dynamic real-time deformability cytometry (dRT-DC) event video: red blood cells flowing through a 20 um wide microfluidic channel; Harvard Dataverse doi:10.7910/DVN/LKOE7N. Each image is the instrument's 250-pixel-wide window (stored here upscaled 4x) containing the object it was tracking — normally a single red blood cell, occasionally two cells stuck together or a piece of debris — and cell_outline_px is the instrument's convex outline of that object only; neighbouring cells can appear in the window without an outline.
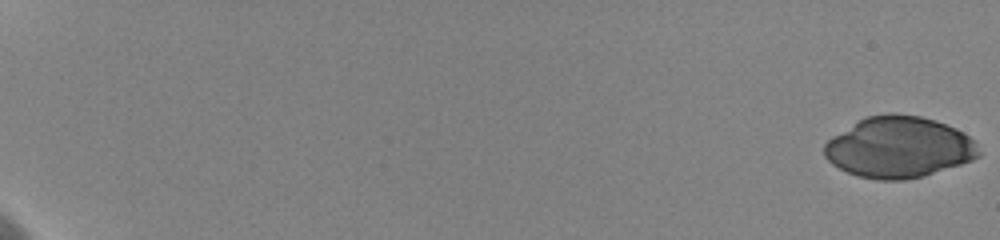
{"species": "human", "species_latin": "Homo sapiens", "temperature_condition": "cold", "stored_images_in_passage": 36, "camera_frame_rate_fps": 3000, "um_per_image_px": 0.085, "donor": {"sex": "female"}, "frame": {"image": 1, "passage_image": 1, "time_ms": 0.0, "image_size_px": [1000, 240], "cell_outline_px": [[980, 156], [972, 160], [924, 176], [904, 180], [876, 180], [856, 176], [832, 164], [824, 156], [824, 144], [832, 136], [860, 120], [868, 116], [888, 112], [892, 112], [920, 116], [936, 120], [956, 128], [968, 136], [976, 144], [980, 152]], "centroid_in_image_um": [76.39, 12.52], "position_along_channel_um": 8.6, "area_um2": 55.03}}
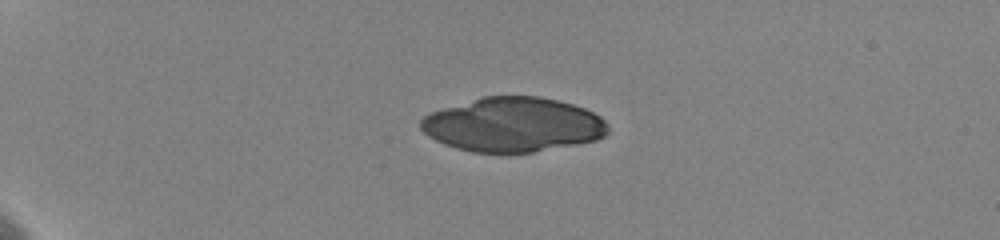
{"frame": {"image": 2, "passage_image": 15, "time_ms": 5.333, "image_size_px": [1000, 240], "cell_outline_px": [[608, 132], [604, 136], [596, 140], [576, 144], [532, 152], [472, 152], [456, 148], [444, 144], [428, 136], [420, 128], [420, 120], [424, 116], [432, 112], [480, 96], [540, 96], [560, 100], [584, 108], [600, 116], [608, 124]], "centroid_in_image_um": [43.61, 10.58], "position_along_channel_um": 41.4, "area_um2": 59.36}}